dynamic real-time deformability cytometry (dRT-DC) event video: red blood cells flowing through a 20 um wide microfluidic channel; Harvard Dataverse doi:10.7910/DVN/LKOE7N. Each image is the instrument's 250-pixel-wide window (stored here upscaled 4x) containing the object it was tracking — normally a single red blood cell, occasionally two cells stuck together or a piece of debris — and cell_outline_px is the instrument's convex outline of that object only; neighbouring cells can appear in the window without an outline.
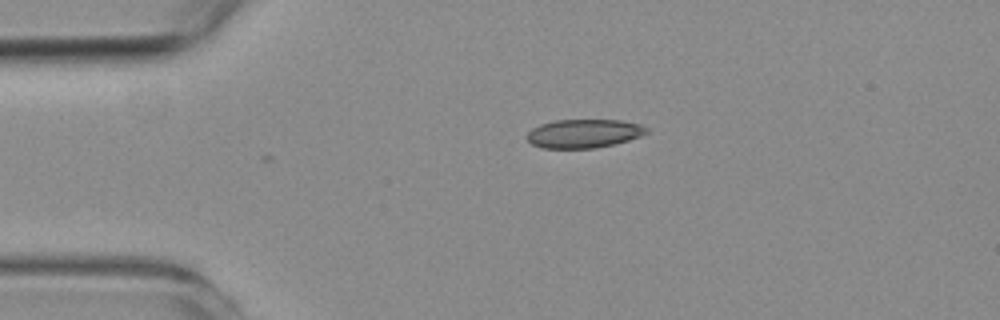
{"species": "common noctule bat (a hibernating species)", "species_latin": "Nyctalus noctula", "temperature_condition": "room temperature", "stored_images_in_passage": 2, "camera_frame_rate_fps": 3000, "um_per_image_px": 0.085, "animal": {"sex": "female", "body_mass_g": 19.3, "forearm_length_mm": 54.1}, "frame": {"image": 1, "passage_image": 2, "time_ms": 0.333, "image_size_px": [1000, 320], "cell_outline_px": [[648, 132], [640, 136], [628, 140], [596, 148], [540, 148], [532, 144], [528, 140], [528, 132], [532, 128], [540, 124], [556, 120], [620, 120], [640, 124], [648, 128]], "centroid_in_image_um": [49.62, 11.35], "position_along_channel_um": 35.4, "area_um2": 19.88}}